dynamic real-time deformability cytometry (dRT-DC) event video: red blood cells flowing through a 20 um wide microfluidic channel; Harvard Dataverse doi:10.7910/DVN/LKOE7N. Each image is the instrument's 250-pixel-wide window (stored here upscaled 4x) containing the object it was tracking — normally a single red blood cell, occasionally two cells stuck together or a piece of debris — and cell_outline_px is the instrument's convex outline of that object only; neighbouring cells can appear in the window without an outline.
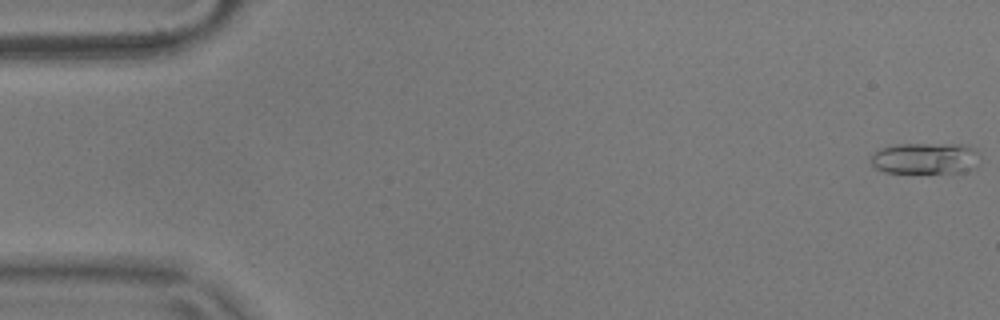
{"species": "common noctule bat (a hibernating species)", "species_latin": "Nyctalus noctula", "temperature_condition": "warm", "stored_images_in_passage": 55, "camera_frame_rate_fps": 3000, "um_per_image_px": 0.085, "animal": {"sex": "male", "body_mass_g": 17.9}, "frame": {"image": 1, "passage_image": 1, "time_ms": 0.0, "image_size_px": [1000, 320], "cell_outline_px": [[980, 156], [976, 168], [964, 172], [884, 172], [876, 168], [872, 164], [872, 152], [896, 144], [964, 144], [972, 148]], "centroid_in_image_um": [78.69, 13.45], "position_along_channel_um": 6.3, "area_um2": 19.83}}
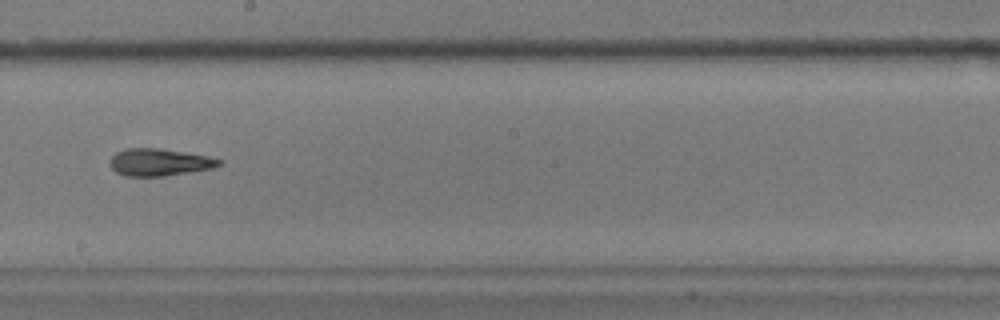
{"frame": {"image": 2, "passage_image": 31, "time_ms": 10.0, "image_size_px": [1000, 320], "cell_outline_px": [[224, 164], [212, 168], [164, 176], [124, 176], [116, 172], [112, 168], [112, 156], [116, 152], [124, 148], [160, 148], [208, 156], [224, 160]], "centroid_in_image_um": [13.58, 13.78], "position_along_channel_um": 234.6, "area_um2": 17.28}}
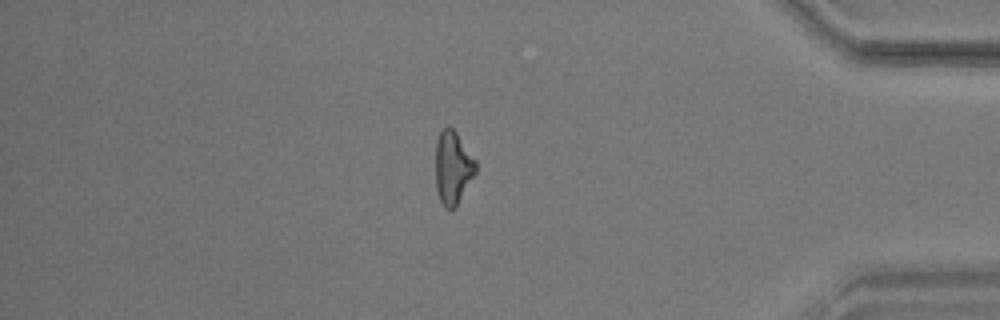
{"frame": {"image": 3, "passage_image": 47, "time_ms": 15.333, "image_size_px": [1000, 320], "cell_outline_px": [[476, 172], [456, 208], [444, 208], [440, 200], [436, 188], [436, 140], [440, 132], [448, 124], [456, 132], [476, 160]], "centroid_in_image_um": [38.49, 14.25], "position_along_channel_um": 396.7, "area_um2": 17.17}, "authors_computed_cell_mechanics": {"area_um2": 17.5712, "velocity_mm_per_s": 3.6696, "shape_relaxation_time_tau1_ms": null, "shape_relaxation_time_tau2_ms": 3.7008, "deformation_change_tau1": null, "deformation_change_tau2": 0.1337}}